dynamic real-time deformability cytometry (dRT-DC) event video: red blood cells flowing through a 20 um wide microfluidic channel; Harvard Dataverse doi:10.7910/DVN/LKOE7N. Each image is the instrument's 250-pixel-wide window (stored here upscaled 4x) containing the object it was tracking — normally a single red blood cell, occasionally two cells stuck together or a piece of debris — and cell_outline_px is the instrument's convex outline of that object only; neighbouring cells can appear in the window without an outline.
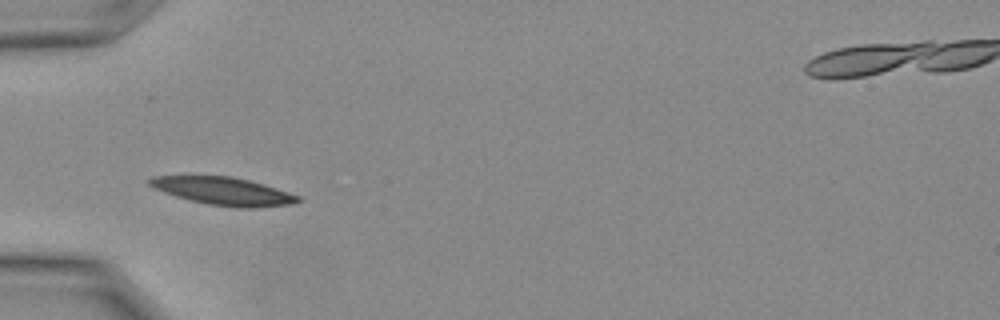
{"species": "Egyptian fruit bat (a non-hibernating species)", "species_latin": "Rousettus aegyptiacus", "temperature_condition": "warm", "stored_images_in_passage": 5, "camera_frame_rate_fps": 3000, "um_per_image_px": 0.085, "animal": {"sex": "female"}, "frame": {"image": 1, "passage_image": 2, "time_ms": 0.333, "image_size_px": [1000, 320], "cell_outline_px": [[296, 200], [276, 204], [220, 204], [200, 200], [184, 196], [172, 192], [156, 184], [152, 180], [168, 176], [220, 176], [240, 180], [256, 184], [296, 196]], "centroid_in_image_um": [18.95, 16.17], "position_along_channel_um": 66.1, "area_um2": 19.25}}
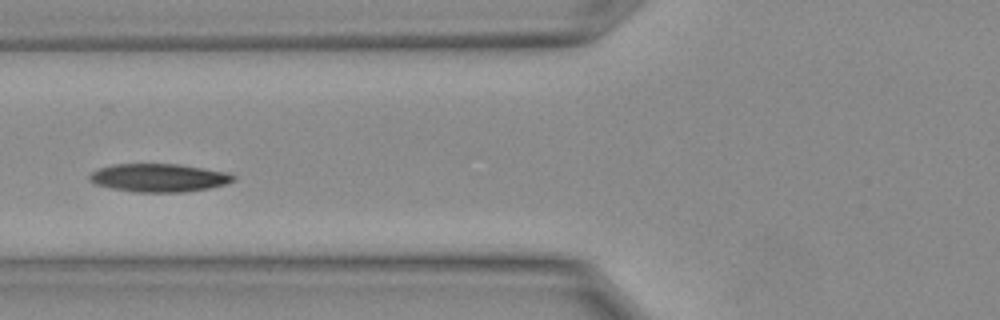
{"frame": {"image": 2, "passage_image": 4, "time_ms": 1.0, "image_size_px": [1000, 320], "cell_outline_px": [[228, 180], [216, 184], [196, 188], [128, 188], [108, 184], [96, 180], [96, 176], [100, 172], [108, 168], [136, 164], [156, 164], [188, 168], [212, 172], [228, 176]], "centroid_in_image_um": [13.49, 15.04], "position_along_channel_um": 112.3, "area_um2": 17.57}}